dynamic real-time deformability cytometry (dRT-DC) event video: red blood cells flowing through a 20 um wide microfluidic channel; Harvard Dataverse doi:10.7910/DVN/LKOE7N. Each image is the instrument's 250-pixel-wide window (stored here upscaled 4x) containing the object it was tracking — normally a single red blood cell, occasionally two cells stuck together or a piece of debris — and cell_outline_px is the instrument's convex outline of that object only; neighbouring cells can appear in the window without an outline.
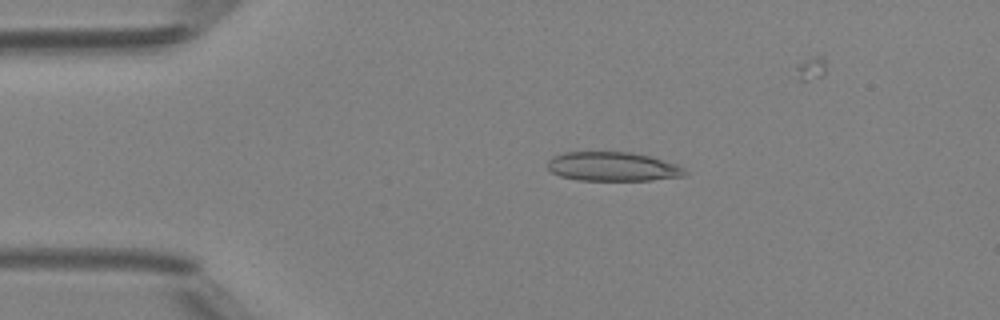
{"species": "Egyptian fruit bat (a non-hibernating species)", "species_latin": "Rousettus aegyptiacus", "temperature_condition": "room temperature", "stored_images_in_passage": 42, "camera_frame_rate_fps": 3000, "um_per_image_px": 0.085, "animal": {"sex": "female"}, "frame": {"image": 1, "passage_image": 9, "time_ms": 2.667, "image_size_px": [1000, 320], "cell_outline_px": [[688, 172], [684, 176], [652, 180], [576, 180], [560, 176], [552, 172], [548, 168], [548, 160], [552, 156], [564, 152], [632, 152], [680, 164]], "centroid_in_image_um": [52.1, 14.16], "position_along_channel_um": 32.9, "area_um2": 23.47}}
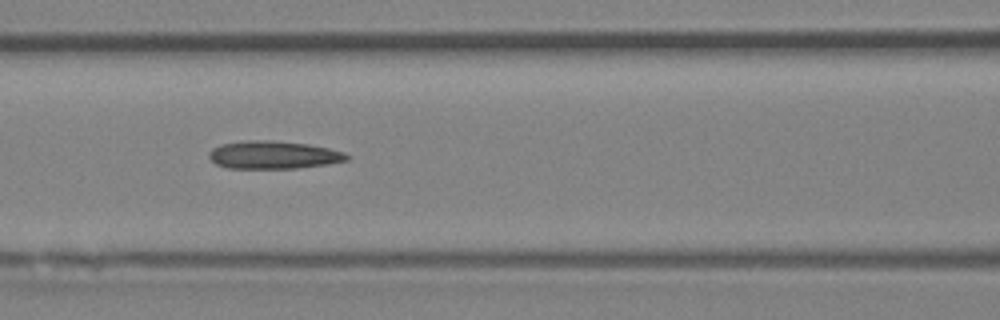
{"frame": {"image": 2, "passage_image": 20, "time_ms": 6.333, "image_size_px": [1000, 320], "cell_outline_px": [[352, 156], [348, 160], [328, 164], [296, 168], [228, 168], [216, 164], [208, 156], [208, 152], [212, 148], [224, 144], [256, 140], [272, 140], [308, 144], [328, 148], [344, 152]], "centroid_in_image_um": [23.28, 13.17], "position_along_channel_um": 143.3, "area_um2": 22.25}}
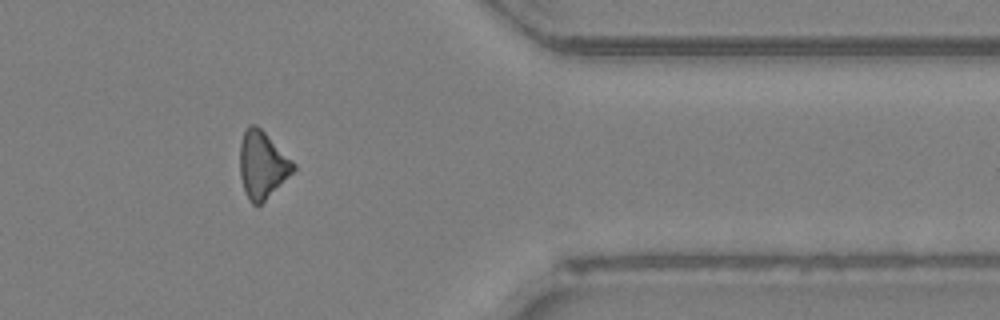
{"frame": {"image": 3, "passage_image": 39, "time_ms": 12.667, "image_size_px": [1000, 320], "cell_outline_px": [[296, 168], [256, 208], [252, 204], [244, 192], [240, 176], [240, 144], [244, 132], [248, 124], [256, 124], [296, 164]], "centroid_in_image_um": [22.26, 14.01], "position_along_channel_um": 389.1, "area_um2": 20.58}}